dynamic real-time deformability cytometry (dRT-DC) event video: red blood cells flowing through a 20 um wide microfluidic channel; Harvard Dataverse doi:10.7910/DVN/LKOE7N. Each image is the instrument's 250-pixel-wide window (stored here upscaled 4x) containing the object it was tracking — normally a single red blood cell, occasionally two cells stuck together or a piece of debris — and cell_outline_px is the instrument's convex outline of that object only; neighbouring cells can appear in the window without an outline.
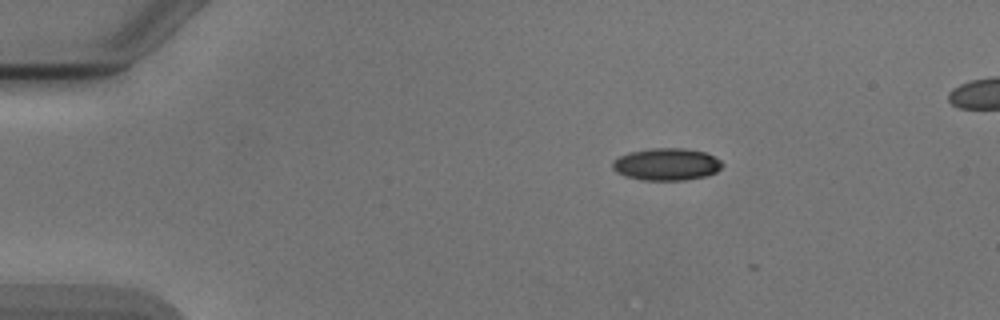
{"species": "Egyptian fruit bat (a non-hibernating species)", "species_latin": "Rousettus aegyptiacus", "temperature_condition": "cold", "stored_images_in_passage": 4, "camera_frame_rate_fps": 3000, "um_per_image_px": 0.085, "animal": {"sex": "male"}, "frame": {"image": 1, "passage_image": 1, "time_ms": 0.0, "image_size_px": [1000, 320], "cell_outline_px": [[724, 164], [716, 172], [708, 176], [684, 180], [640, 180], [624, 176], [616, 172], [612, 168], [612, 164], [620, 156], [628, 152], [652, 148], [684, 148], [704, 152], [720, 160]], "centroid_in_image_um": [56.65, 13.97], "position_along_channel_um": 28.3, "area_um2": 20.63}}